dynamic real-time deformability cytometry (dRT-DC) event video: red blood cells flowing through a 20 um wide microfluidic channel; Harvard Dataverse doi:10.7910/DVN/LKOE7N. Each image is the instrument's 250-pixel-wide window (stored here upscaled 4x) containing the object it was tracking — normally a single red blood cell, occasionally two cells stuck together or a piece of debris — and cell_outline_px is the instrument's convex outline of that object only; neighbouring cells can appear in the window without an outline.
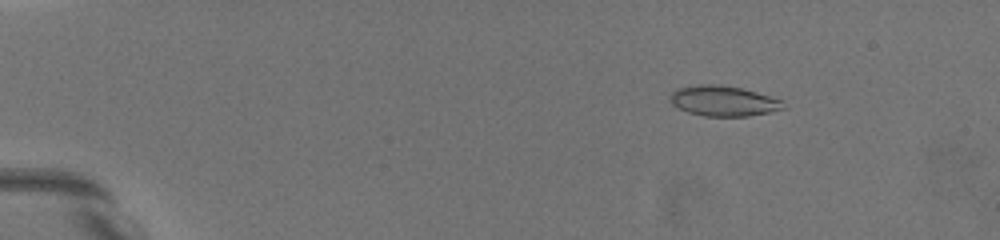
{"species": "common noctule bat (a hibernating species)", "species_latin": "Nyctalus noctula", "temperature_condition": "warm", "stored_images_in_passage": 55, "camera_frame_rate_fps": 3000, "um_per_image_px": 0.085, "animal": {"sex": "female", "body_mass_g": 19.5, "forearm_length_mm": 54.1}, "frame": {"image": 1, "passage_image": 9, "time_ms": 3.0, "image_size_px": [1000, 240], "cell_outline_px": [[784, 108], [768, 112], [748, 116], [704, 116], [688, 112], [672, 104], [672, 92], [680, 88], [700, 84], [716, 84], [740, 88], [756, 92], [780, 100]], "centroid_in_image_um": [61.47, 8.58], "position_along_channel_um": 23.5, "area_um2": 19.42}}
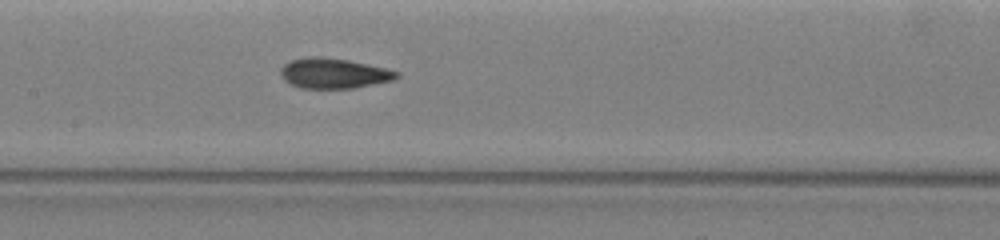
{"frame": {"image": 2, "passage_image": 30, "time_ms": 10.333, "image_size_px": [1000, 240], "cell_outline_px": [[400, 76], [392, 80], [352, 88], [300, 88], [284, 80], [280, 76], [280, 68], [284, 64], [292, 60], [312, 56], [324, 56], [348, 60], [384, 68], [400, 72]], "centroid_in_image_um": [28.33, 6.22], "position_along_channel_um": 179.1, "area_um2": 20.29}}
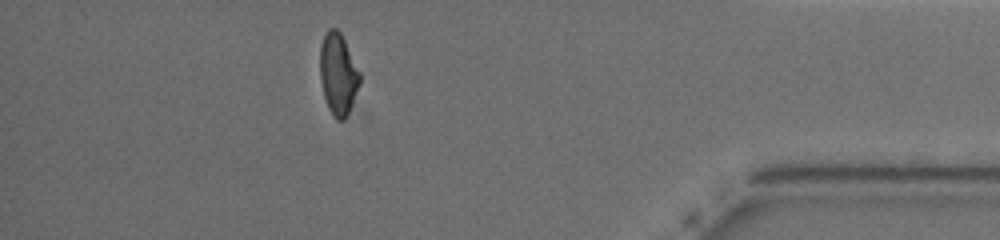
{"frame": {"image": 3, "passage_image": 49, "time_ms": 17.667, "image_size_px": [1000, 240], "cell_outline_px": [[360, 84], [348, 112], [344, 120], [336, 120], [328, 108], [324, 96], [320, 76], [320, 44], [328, 28], [336, 28], [340, 32], [360, 72]], "centroid_in_image_um": [28.73, 6.29], "position_along_channel_um": 406.5, "area_um2": 18.73}, "authors_computed_cell_mechanics": {"area_um2": 19.4208, "velocity_mm_per_s": 3.6102, "shape_relaxation_time_tau1_ms": 7.6026, "shape_relaxation_time_tau2_ms": 1.4612, "deformation_change_tau1": 0.2363, "deformation_change_tau2": 0.0892}}